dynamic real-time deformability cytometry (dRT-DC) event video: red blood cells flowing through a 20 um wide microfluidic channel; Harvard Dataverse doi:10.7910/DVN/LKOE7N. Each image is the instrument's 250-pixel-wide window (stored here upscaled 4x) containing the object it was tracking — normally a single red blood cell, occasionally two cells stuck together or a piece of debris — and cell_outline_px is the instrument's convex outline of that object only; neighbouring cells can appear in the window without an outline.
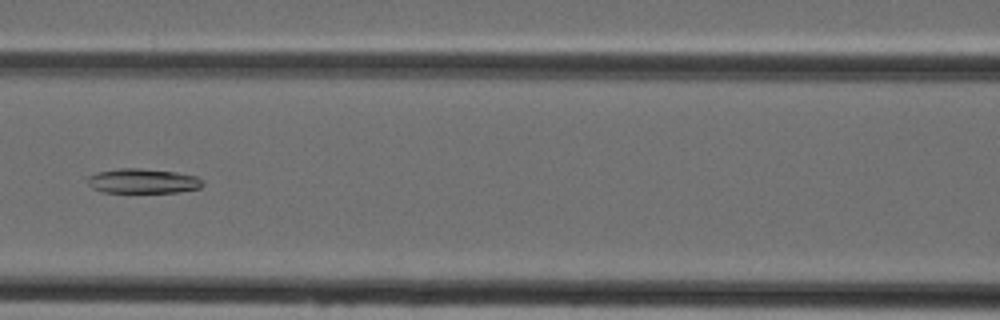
{"species": "Egyptian fruit bat (a non-hibernating species)", "species_latin": "Rousettus aegyptiacus", "temperature_condition": "cold", "stored_images_in_passage": 34, "camera_frame_rate_fps": 3000, "um_per_image_px": 0.085, "animal": {"sex": "female"}, "frame": {"image": 1, "passage_image": 8, "time_ms": 2.333, "image_size_px": [1000, 320], "cell_outline_px": [[204, 184], [200, 188], [180, 192], [104, 192], [92, 188], [88, 184], [88, 176], [96, 172], [120, 168], [140, 168], [176, 172], [196, 176], [204, 180]], "centroid_in_image_um": [12.17, 15.38], "position_along_channel_um": 154.4, "area_um2": 16.65}}
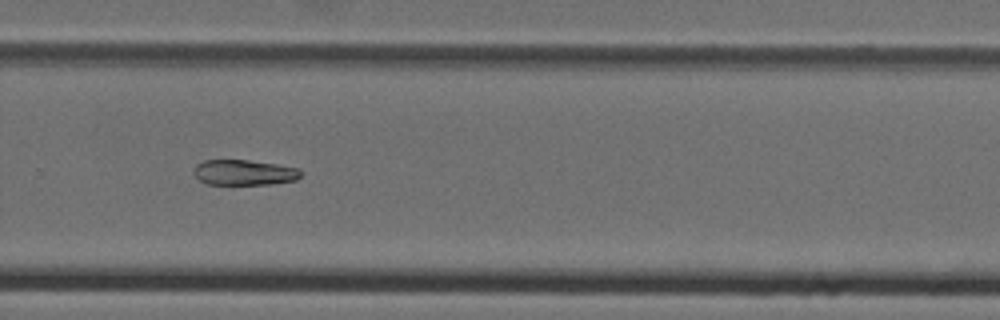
{"frame": {"image": 2, "passage_image": 19, "time_ms": 6.0, "image_size_px": [1000, 320], "cell_outline_px": [[304, 172], [296, 180], [272, 184], [208, 184], [200, 180], [192, 172], [192, 168], [196, 164], [204, 160], [248, 160], [276, 164], [300, 168]], "centroid_in_image_um": [20.76, 14.65], "position_along_channel_um": 309.0, "area_um2": 16.01}}
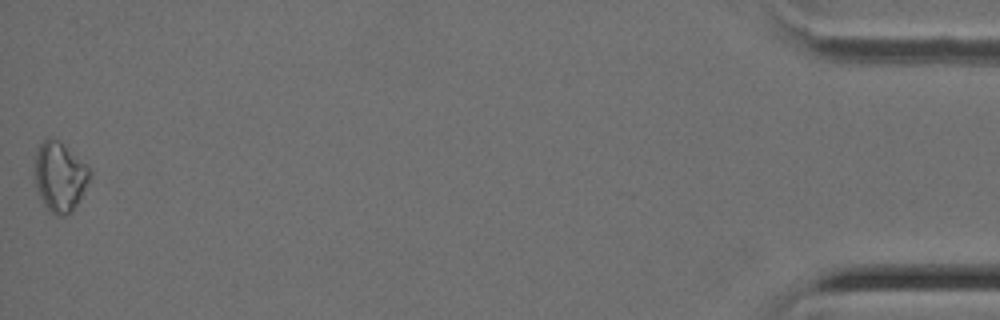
{"frame": {"image": 3, "passage_image": 34, "time_ms": 11.0, "image_size_px": [1000, 320], "cell_outline_px": [[92, 176], [72, 212], [64, 216], [56, 216], [44, 204], [36, 188], [36, 152], [40, 144], [48, 136], [56, 140], [84, 164], [92, 172]], "centroid_in_image_um": [5.09, 15.06], "position_along_channel_um": 430.1, "area_um2": 21.62}}